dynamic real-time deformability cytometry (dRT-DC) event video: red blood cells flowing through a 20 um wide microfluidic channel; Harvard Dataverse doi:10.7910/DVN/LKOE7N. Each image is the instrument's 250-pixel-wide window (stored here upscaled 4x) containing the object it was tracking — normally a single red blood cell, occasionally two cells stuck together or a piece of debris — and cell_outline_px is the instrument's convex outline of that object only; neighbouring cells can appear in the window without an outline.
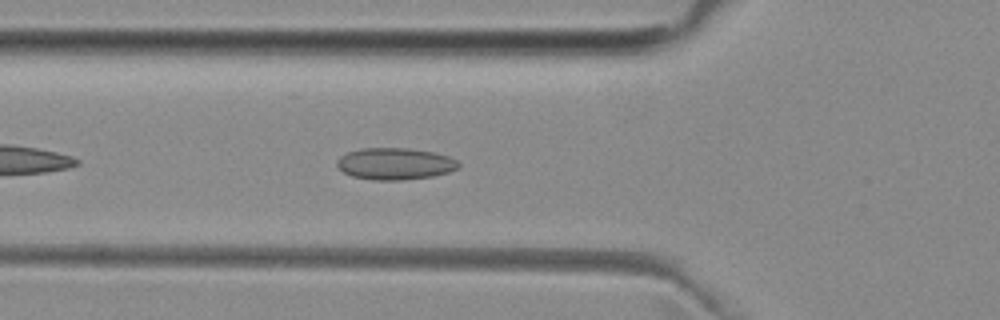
{"species": "common noctule bat (a hibernating species)", "species_latin": "Nyctalus noctula", "temperature_condition": "room temperature", "stored_images_in_passage": 39, "camera_frame_rate_fps": 3000, "um_per_image_px": 0.085, "animal": {"sex": "female", "body_mass_g": 29.2, "forearm_length_mm": 56.3}, "frame": {"image": 1, "passage_image": 6, "time_ms": 1.667, "image_size_px": [1000, 320], "cell_outline_px": [[460, 164], [456, 168], [448, 172], [432, 176], [400, 180], [372, 180], [352, 176], [344, 172], [336, 164], [336, 160], [340, 156], [348, 152], [360, 148], [408, 148], [432, 152], [448, 156], [456, 160]], "centroid_in_image_um": [33.54, 13.91], "position_along_channel_um": 92.3, "area_um2": 22.37}}
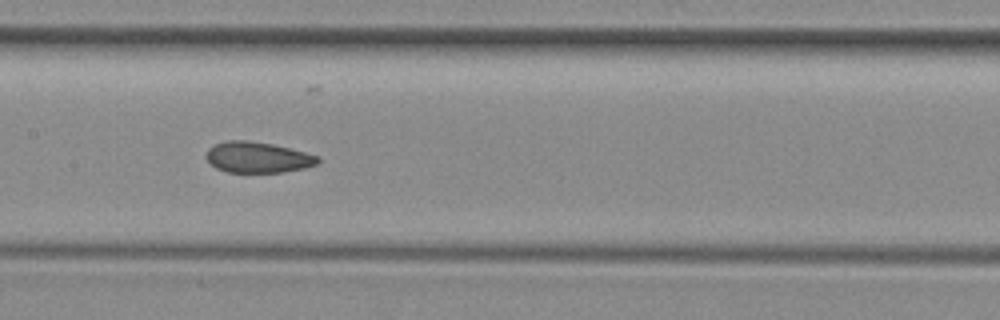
{"frame": {"image": 2, "passage_image": 13, "time_ms": 4.0, "image_size_px": [1000, 320], "cell_outline_px": [[320, 160], [316, 164], [304, 168], [284, 172], [228, 172], [216, 168], [204, 156], [208, 148], [216, 144], [228, 140], [248, 140], [272, 144], [320, 156]], "centroid_in_image_um": [21.89, 13.37], "position_along_channel_um": 185.5, "area_um2": 20.0}}
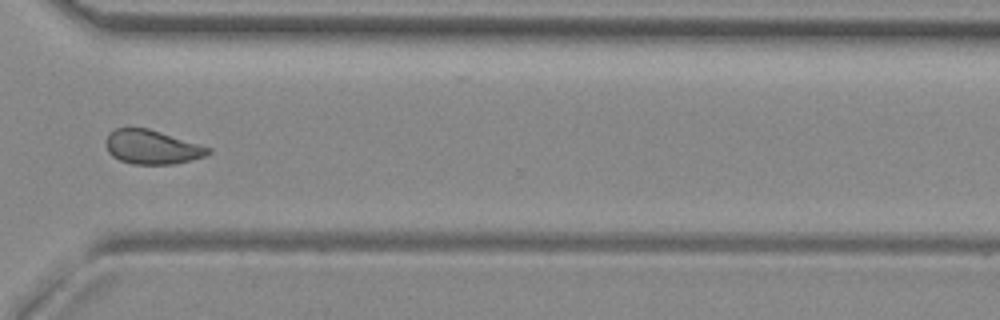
{"frame": {"image": 3, "passage_image": 26, "time_ms": 8.333, "image_size_px": [1000, 320], "cell_outline_px": [[212, 152], [204, 156], [176, 164], [132, 164], [120, 160], [112, 156], [108, 152], [108, 132], [116, 128], [148, 128], [212, 148]], "centroid_in_image_um": [12.94, 12.51], "position_along_channel_um": 357.7, "area_um2": 20.11}, "authors_computed_cell_mechanics": {"area_um2": 20.6924, "velocity_mm_per_s": 3.978, "shape_relaxation_time_tau1_ms": null, "shape_relaxation_time_tau2_ms": 1.9822, "deformation_change_tau1": null, "deformation_change_tau2": 0.0696}}